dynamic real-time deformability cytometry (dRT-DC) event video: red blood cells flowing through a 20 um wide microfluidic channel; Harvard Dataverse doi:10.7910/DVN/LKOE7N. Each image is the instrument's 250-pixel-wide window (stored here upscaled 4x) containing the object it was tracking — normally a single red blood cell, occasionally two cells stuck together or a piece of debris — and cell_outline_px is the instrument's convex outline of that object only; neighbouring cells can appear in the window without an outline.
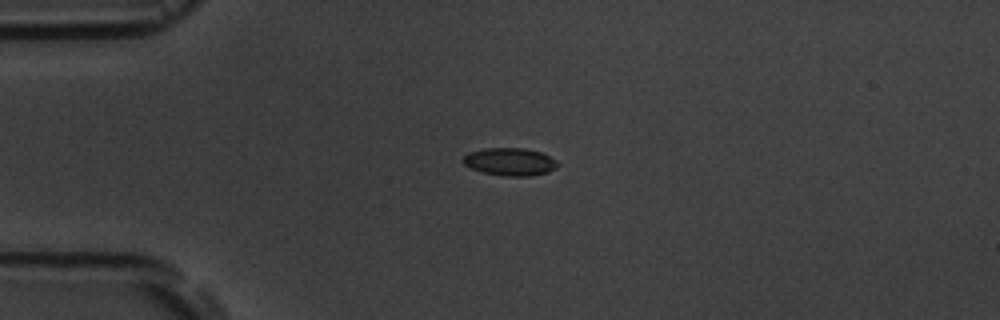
{"species": "common noctule bat (a hibernating species)", "species_latin": "Nyctalus noctula", "temperature_condition": "room temperature", "stored_images_in_passage": 2, "camera_frame_rate_fps": 3000, "um_per_image_px": 0.085, "animal": {"sex": "male", "body_mass_g": 19.5, "forearm_length_mm": 54.6}, "frame": {"image": 1, "passage_image": 1, "time_ms": 0.0, "image_size_px": [1000, 320], "cell_outline_px": [[560, 164], [556, 168], [548, 172], [532, 176], [500, 176], [484, 172], [472, 168], [464, 164], [460, 160], [468, 152], [484, 148], [524, 148], [540, 152], [556, 160]], "centroid_in_image_um": [43.34, 13.75], "position_along_channel_um": 41.7, "area_um2": 15.37}}